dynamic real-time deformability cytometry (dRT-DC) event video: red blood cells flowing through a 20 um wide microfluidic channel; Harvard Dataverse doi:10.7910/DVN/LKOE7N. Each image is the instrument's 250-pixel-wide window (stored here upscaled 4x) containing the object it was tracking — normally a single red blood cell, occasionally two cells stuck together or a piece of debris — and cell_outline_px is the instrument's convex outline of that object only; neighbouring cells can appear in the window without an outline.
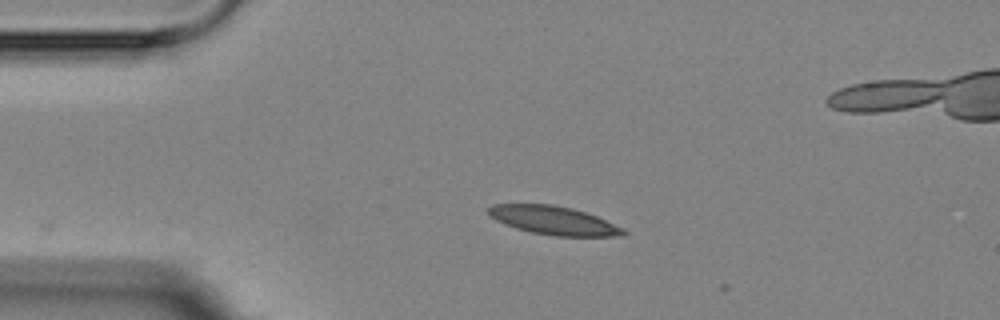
{"species": "Egyptian fruit bat (a non-hibernating species)", "species_latin": "Rousettus aegyptiacus", "temperature_condition": "room temperature", "stored_images_in_passage": 2, "camera_frame_rate_fps": 3000, "um_per_image_px": 0.085, "animal": {"sex": "female"}, "frame": {"image": 1, "passage_image": 1, "time_ms": 0.0, "image_size_px": [1000, 320], "cell_outline_px": [[628, 232], [624, 236], [552, 236], [532, 232], [516, 228], [504, 224], [496, 220], [488, 212], [488, 208], [492, 204], [552, 204], [572, 208], [596, 216], [624, 228]], "centroid_in_image_um": [47.08, 18.74], "position_along_channel_um": 37.9, "area_um2": 22.37}}